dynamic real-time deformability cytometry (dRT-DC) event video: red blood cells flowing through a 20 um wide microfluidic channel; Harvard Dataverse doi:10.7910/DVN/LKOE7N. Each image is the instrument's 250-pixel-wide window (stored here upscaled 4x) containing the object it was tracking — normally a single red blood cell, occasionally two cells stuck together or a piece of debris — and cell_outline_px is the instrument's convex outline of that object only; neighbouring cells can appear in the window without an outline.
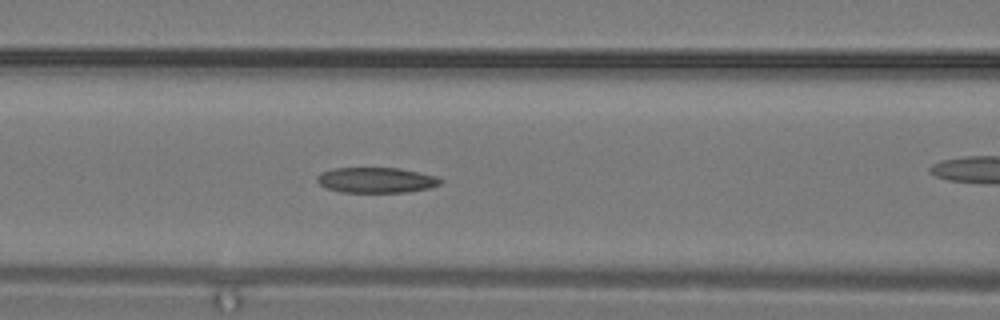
{"species": "common noctule bat (a hibernating species)", "species_latin": "Nyctalus noctula", "temperature_condition": "warm", "stored_images_in_passage": 14, "camera_frame_rate_fps": 3000, "um_per_image_px": 0.085, "animal": {"sex": "male", "body_mass_g": 19.2, "forearm_length_mm": 51.8}, "frame": {"image": 1, "passage_image": 8, "time_ms": 2.333, "image_size_px": [1000, 320], "cell_outline_px": [[444, 180], [440, 184], [428, 188], [404, 192], [340, 192], [324, 188], [316, 180], [316, 176], [320, 172], [332, 168], [400, 168], [436, 176]], "centroid_in_image_um": [31.93, 15.3], "position_along_channel_um": 134.7, "area_um2": 18.38}}
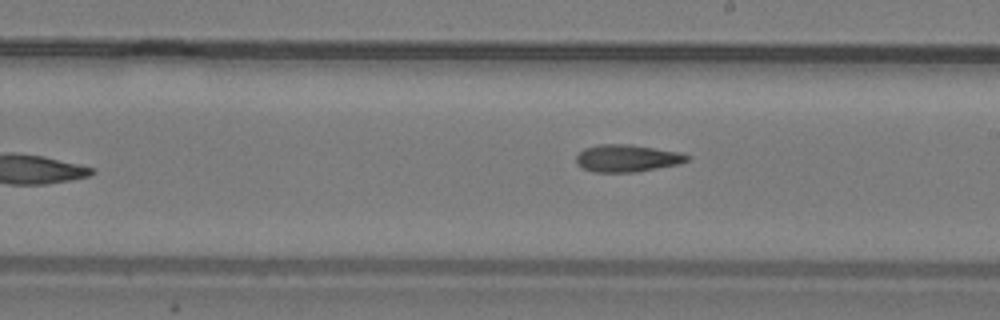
{"frame": {"image": 2, "passage_image": 14, "time_ms": 4.333, "image_size_px": [1000, 320], "cell_outline_px": [[692, 156], [688, 160], [680, 164], [636, 172], [592, 172], [576, 164], [576, 156], [584, 148], [600, 144], [632, 144], [680, 152]], "centroid_in_image_um": [53.32, 13.45], "position_along_channel_um": 235.7, "area_um2": 17.8}}